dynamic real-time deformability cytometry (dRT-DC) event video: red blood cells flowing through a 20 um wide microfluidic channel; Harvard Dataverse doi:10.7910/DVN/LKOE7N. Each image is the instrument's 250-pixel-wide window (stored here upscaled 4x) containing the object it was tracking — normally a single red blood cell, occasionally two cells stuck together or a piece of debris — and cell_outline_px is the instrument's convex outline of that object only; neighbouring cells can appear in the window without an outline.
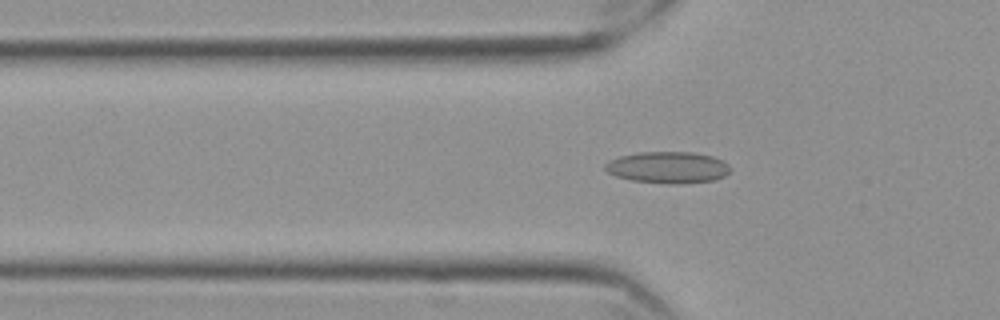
{"species": "Egyptian fruit bat (a non-hibernating species)", "species_latin": "Rousettus aegyptiacus", "temperature_condition": "cold", "stored_images_in_passage": 56, "camera_frame_rate_fps": 3000, "um_per_image_px": 0.085, "frame": {"image": 1, "passage_image": 18, "time_ms": 5.667, "image_size_px": [1000, 320], "cell_outline_px": [[732, 168], [724, 176], [716, 180], [676, 184], [668, 184], [632, 180], [616, 176], [608, 172], [604, 168], [604, 164], [620, 156], [640, 152], [692, 152], [712, 156], [728, 164]], "centroid_in_image_um": [56.78, 14.23], "position_along_channel_um": 69.0, "area_um2": 22.95}}
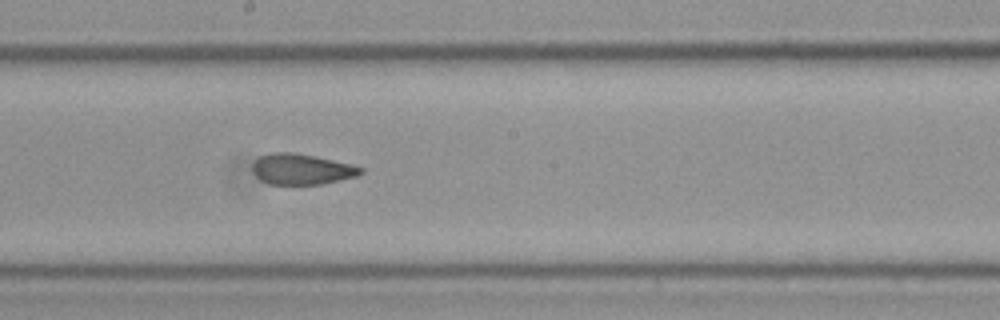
{"frame": {"image": 2, "passage_image": 31, "time_ms": 10.0, "image_size_px": [1000, 320], "cell_outline_px": [[364, 172], [356, 176], [320, 184], [268, 184], [260, 180], [256, 176], [252, 168], [252, 164], [260, 156], [272, 152], [292, 152], [316, 156], [352, 164], [364, 168]], "centroid_in_image_um": [25.63, 14.37], "position_along_channel_um": 222.6, "area_um2": 19.36}}
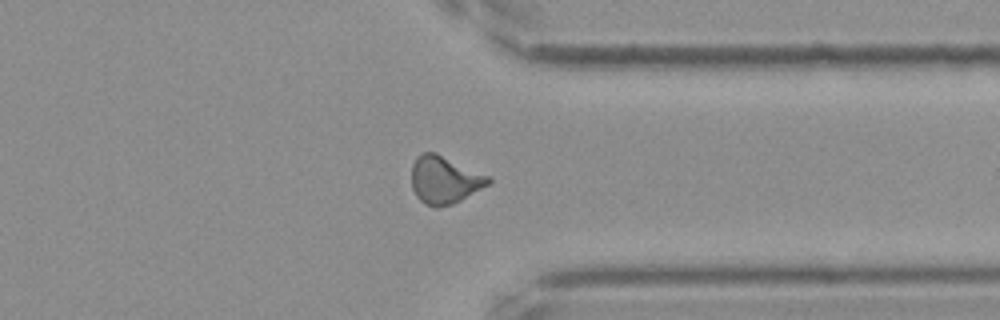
{"frame": {"image": 3, "passage_image": 44, "time_ms": 14.333, "image_size_px": [1000, 320], "cell_outline_px": [[492, 180], [488, 184], [460, 200], [452, 204], [436, 208], [424, 204], [416, 196], [412, 188], [412, 164], [416, 156], [424, 152], [436, 152], [488, 176]], "centroid_in_image_um": [37.73, 15.29], "position_along_channel_um": 373.7, "area_um2": 21.1}, "authors_computed_cell_mechanics": {"area_um2": 20.7213, "velocity_mm_per_s": 3.5309, "shape_relaxation_time_tau1_ms": null, "shape_relaxation_time_tau2_ms": 1.5753, "deformation_change_tau1": null, "deformation_change_tau2": 0.0748}}